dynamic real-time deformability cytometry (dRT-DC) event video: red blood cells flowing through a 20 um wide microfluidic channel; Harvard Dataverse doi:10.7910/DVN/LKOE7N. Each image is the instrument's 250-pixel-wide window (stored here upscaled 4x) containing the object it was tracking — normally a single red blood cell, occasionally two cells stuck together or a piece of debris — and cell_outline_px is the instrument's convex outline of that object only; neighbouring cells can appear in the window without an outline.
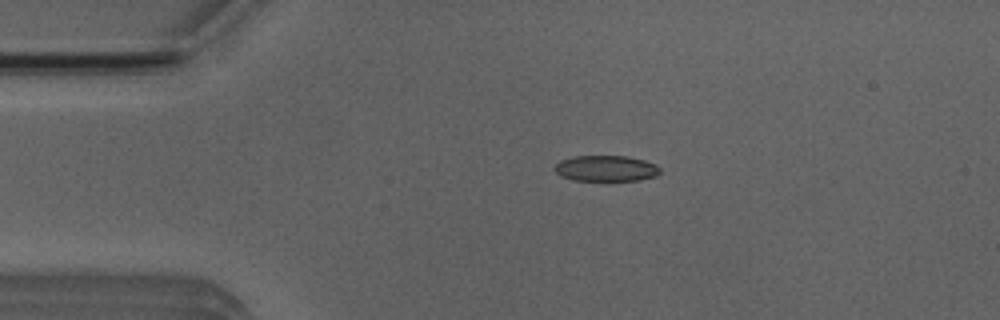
{"species": "Egyptian fruit bat (a non-hibernating species)", "species_latin": "Rousettus aegyptiacus", "temperature_condition": "room temperature", "stored_images_in_passage": 5, "camera_frame_rate_fps": 3000, "um_per_image_px": 0.085, "animal": {"sex": "male"}, "frame": {"image": 1, "passage_image": 4, "time_ms": 3.333, "image_size_px": [1000, 320], "cell_outline_px": [[660, 172], [656, 176], [640, 180], [572, 180], [560, 176], [552, 168], [560, 160], [572, 156], [624, 156], [644, 160], [656, 164], [660, 168]], "centroid_in_image_um": [51.48, 14.31], "position_along_channel_um": 33.5, "area_um2": 15.95}}